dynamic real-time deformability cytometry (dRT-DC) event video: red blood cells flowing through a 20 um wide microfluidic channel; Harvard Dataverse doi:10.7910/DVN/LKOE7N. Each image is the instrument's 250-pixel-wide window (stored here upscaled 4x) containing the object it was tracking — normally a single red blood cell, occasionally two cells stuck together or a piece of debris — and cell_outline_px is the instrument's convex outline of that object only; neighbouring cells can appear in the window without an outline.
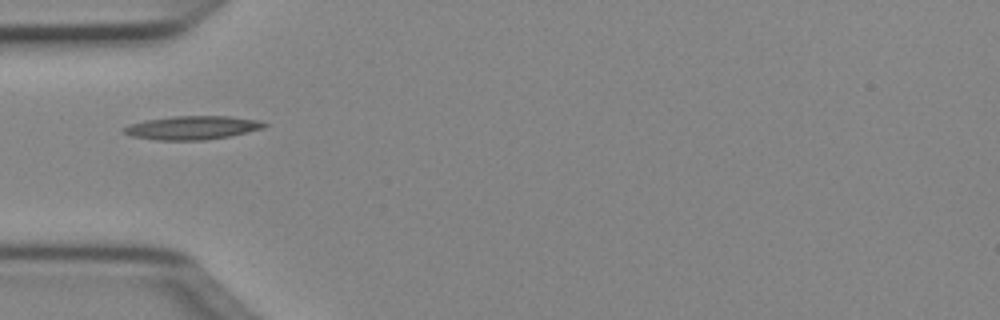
{"species": "Egyptian fruit bat (a non-hibernating species)", "species_latin": "Rousettus aegyptiacus", "temperature_condition": "cold", "stored_images_in_passage": 35, "camera_frame_rate_fps": 3000, "um_per_image_px": 0.085, "animal": {"sex": "female"}, "frame": {"image": 1, "passage_image": 1, "time_ms": 0.0, "image_size_px": [1000, 320], "cell_outline_px": [[268, 124], [264, 128], [228, 136], [204, 140], [156, 140], [132, 136], [124, 132], [124, 128], [128, 124], [144, 120], [172, 116], [228, 116], [260, 120]], "centroid_in_image_um": [16.34, 10.84], "position_along_channel_um": 68.7, "area_um2": 19.25}}
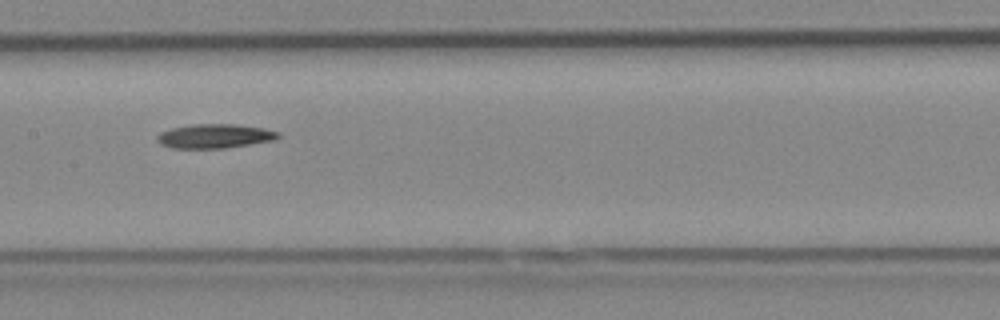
{"frame": {"image": 2, "passage_image": 10, "time_ms": 3.0, "image_size_px": [1000, 320], "cell_outline_px": [[280, 136], [276, 140], [224, 148], [172, 148], [160, 144], [156, 140], [156, 136], [160, 132], [172, 128], [192, 124], [236, 124], [264, 128], [280, 132]], "centroid_in_image_um": [18.26, 11.56], "position_along_channel_um": 189.1, "area_um2": 17.17}}
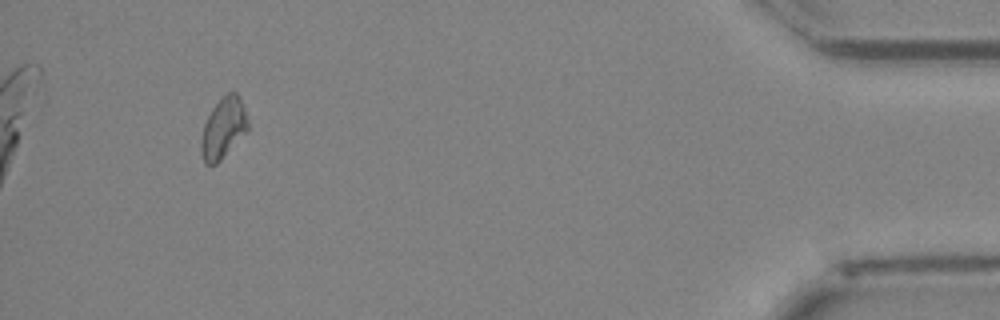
{"frame": {"image": 3, "passage_image": 32, "time_ms": 10.333, "image_size_px": [1000, 320], "cell_outline_px": [[248, 128], [220, 160], [216, 164], [204, 164], [200, 148], [200, 140], [204, 124], [212, 108], [228, 92], [236, 92], [244, 108], [248, 120]], "centroid_in_image_um": [18.95, 10.9], "position_along_channel_um": 416.3, "area_um2": 16.07}}